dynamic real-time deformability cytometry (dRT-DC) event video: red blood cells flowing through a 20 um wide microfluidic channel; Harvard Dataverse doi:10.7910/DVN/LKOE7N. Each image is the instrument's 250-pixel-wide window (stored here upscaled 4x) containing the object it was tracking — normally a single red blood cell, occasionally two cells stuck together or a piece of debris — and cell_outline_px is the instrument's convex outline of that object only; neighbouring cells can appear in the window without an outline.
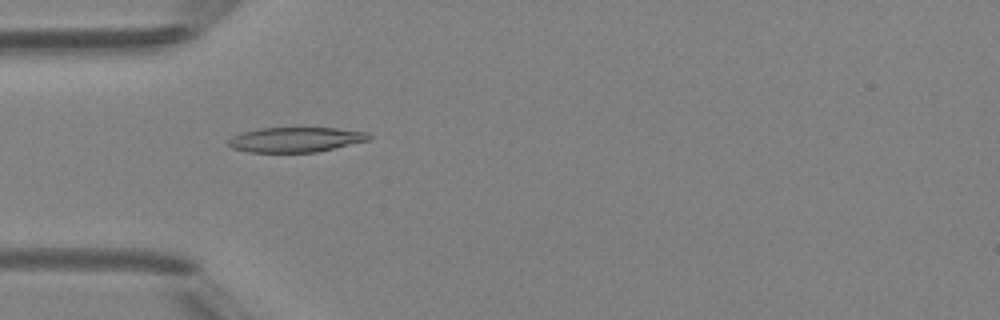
{"species": "Egyptian fruit bat (a non-hibernating species)", "species_latin": "Rousettus aegyptiacus", "temperature_condition": "room temperature", "stored_images_in_passage": 3, "camera_frame_rate_fps": 3000, "um_per_image_px": 0.085, "animal": {"sex": "female"}, "frame": {"image": 1, "passage_image": 1, "time_ms": 0.0, "image_size_px": [1000, 320], "cell_outline_px": [[372, 136], [368, 140], [316, 152], [248, 152], [232, 148], [228, 144], [228, 140], [232, 136], [240, 132], [260, 128], [336, 128], [368, 132]], "centroid_in_image_um": [25.1, 11.86], "position_along_channel_um": 59.9, "area_um2": 20.35}}
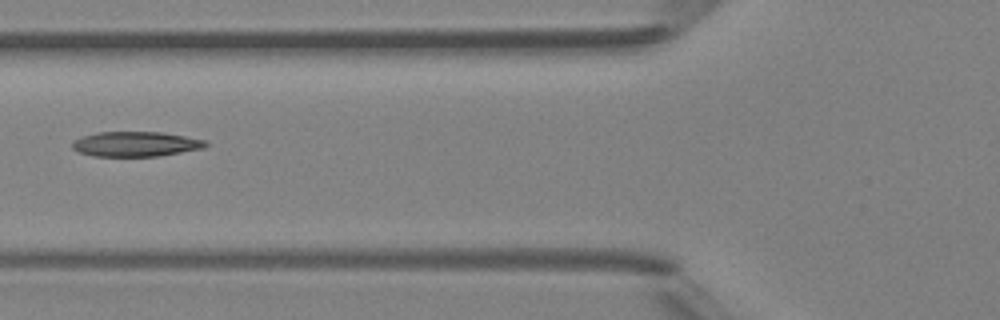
{"frame": {"image": 2, "passage_image": 2, "time_ms": 1.333, "image_size_px": [1000, 320], "cell_outline_px": [[208, 144], [204, 148], [160, 156], [92, 156], [76, 152], [72, 148], [72, 140], [80, 136], [96, 132], [160, 132], [208, 140]], "centroid_in_image_um": [11.49, 12.24], "position_along_channel_um": 114.3, "area_um2": 19.65}}
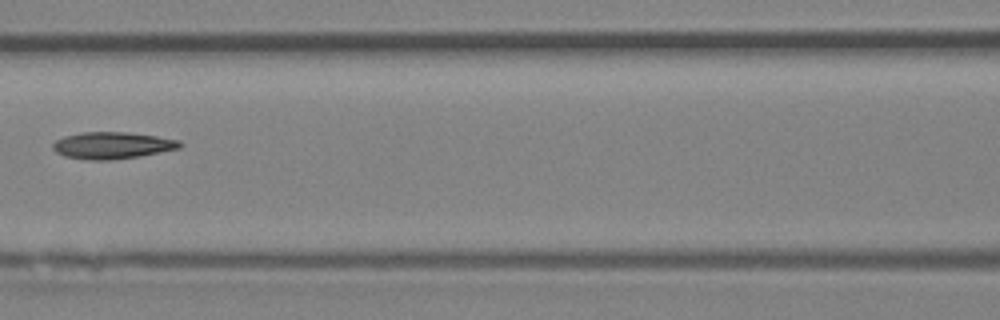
{"frame": {"image": 3, "passage_image": 3, "time_ms": 2.333, "image_size_px": [1000, 320], "cell_outline_px": [[184, 144], [180, 148], [140, 156], [112, 160], [84, 160], [64, 156], [56, 152], [52, 148], [52, 144], [56, 140], [64, 136], [80, 132], [128, 132], [156, 136], [180, 140]], "centroid_in_image_um": [9.53, 12.36], "position_along_channel_um": 157.1, "area_um2": 20.06}}